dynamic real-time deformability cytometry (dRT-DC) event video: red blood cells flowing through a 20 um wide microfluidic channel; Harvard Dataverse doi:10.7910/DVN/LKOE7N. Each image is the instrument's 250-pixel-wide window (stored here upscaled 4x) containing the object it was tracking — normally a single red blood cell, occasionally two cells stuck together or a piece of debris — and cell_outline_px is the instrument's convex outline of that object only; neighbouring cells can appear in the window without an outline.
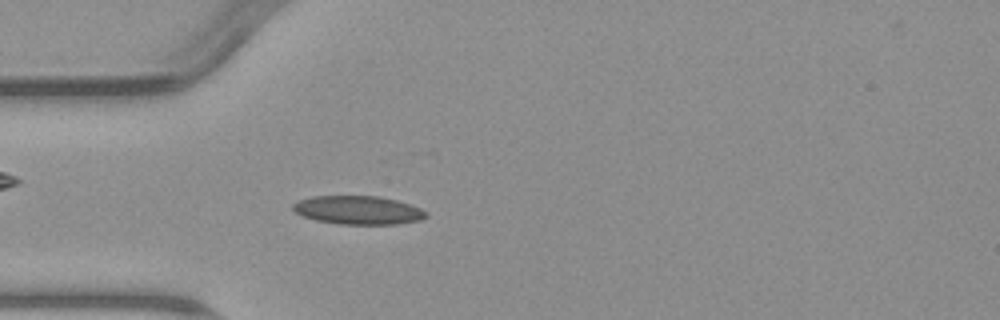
{"species": "common noctule bat (a hibernating species)", "species_latin": "Nyctalus noctula", "temperature_condition": "warm", "stored_images_in_passage": 3, "camera_frame_rate_fps": 3000, "um_per_image_px": 0.085, "animal": {"sex": "male", "body_mass_g": 23.1, "forearm_length_mm": 52.7}, "frame": {"image": 1, "passage_image": 3, "time_ms": 2.333, "image_size_px": [1000, 320], "cell_outline_px": [[428, 216], [420, 220], [396, 224], [340, 224], [316, 220], [304, 216], [296, 212], [292, 208], [292, 204], [300, 200], [312, 196], [380, 196], [396, 200], [420, 208], [428, 212]], "centroid_in_image_um": [30.46, 17.86], "position_along_channel_um": 54.5, "area_um2": 22.02}}